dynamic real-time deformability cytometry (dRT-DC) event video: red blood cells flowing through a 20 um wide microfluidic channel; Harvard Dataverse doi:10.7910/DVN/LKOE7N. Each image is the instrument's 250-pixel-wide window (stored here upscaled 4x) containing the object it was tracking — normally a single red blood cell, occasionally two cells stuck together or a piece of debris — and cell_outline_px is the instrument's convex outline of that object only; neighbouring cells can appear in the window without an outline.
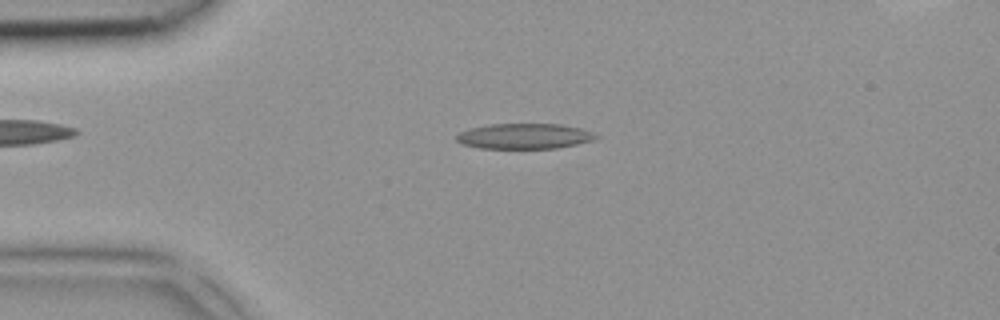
{"species": "common noctule bat (a hibernating species)", "species_latin": "Nyctalus noctula", "temperature_condition": "room temperature", "stored_images_in_passage": 5, "camera_frame_rate_fps": 3000, "um_per_image_px": 0.085, "animal": {"sex": "female", "body_mass_g": 18.4}, "frame": {"image": 1, "passage_image": 4, "time_ms": 1.0, "image_size_px": [1000, 320], "cell_outline_px": [[600, 136], [592, 140], [576, 144], [556, 148], [480, 148], [460, 144], [456, 140], [456, 136], [460, 132], [468, 128], [488, 124], [560, 124], [580, 128], [592, 132]], "centroid_in_image_um": [44.53, 11.57], "position_along_channel_um": 40.5, "area_um2": 20.63}}
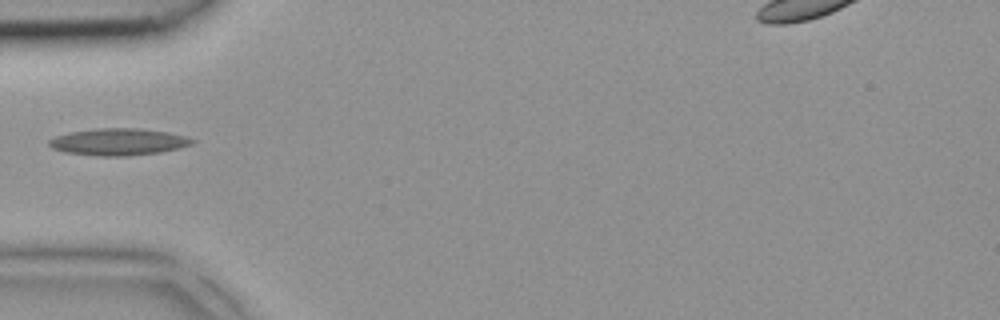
{"frame": {"image": 2, "passage_image": 5, "time_ms": 1.333, "image_size_px": [1000, 320], "cell_outline_px": [[196, 140], [192, 144], [180, 148], [160, 152], [124, 156], [96, 156], [64, 152], [52, 148], [48, 144], [48, 140], [56, 136], [72, 132], [96, 128], [140, 128], [168, 132], [184, 136]], "centroid_in_image_um": [10.06, 12.06], "position_along_channel_um": 74.9, "area_um2": 22.43}}